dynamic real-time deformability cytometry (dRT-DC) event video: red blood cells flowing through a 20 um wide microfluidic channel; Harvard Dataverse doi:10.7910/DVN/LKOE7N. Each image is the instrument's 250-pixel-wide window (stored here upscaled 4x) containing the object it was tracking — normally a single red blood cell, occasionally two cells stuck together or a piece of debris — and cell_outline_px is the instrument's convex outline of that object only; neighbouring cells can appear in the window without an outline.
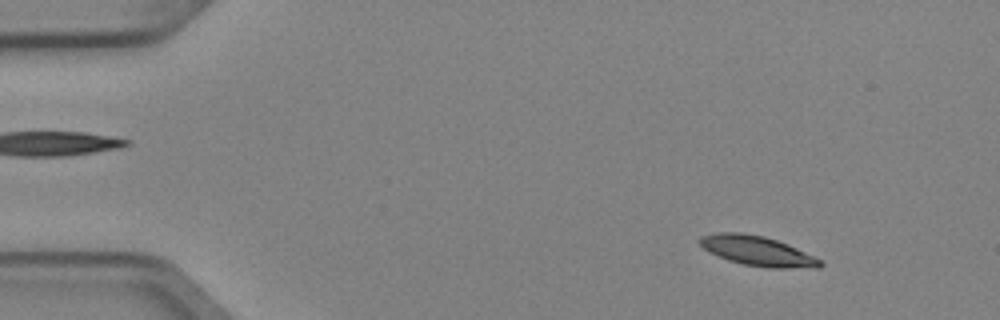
{"species": "Egyptian fruit bat (a non-hibernating species)", "species_latin": "Rousettus aegyptiacus", "temperature_condition": "cold", "stored_images_in_passage": 5, "camera_frame_rate_fps": 3000, "um_per_image_px": 0.085, "animal": {"sex": "female"}, "frame": {"image": 1, "passage_image": 1, "time_ms": 0.0, "image_size_px": [1000, 320], "cell_outline_px": [[824, 264], [820, 268], [768, 268], [744, 264], [728, 260], [704, 248], [700, 244], [700, 236], [720, 232], [740, 232], [764, 236], [788, 244], [820, 260]], "centroid_in_image_um": [64.41, 21.33], "position_along_channel_um": 20.6, "area_um2": 20.58}}
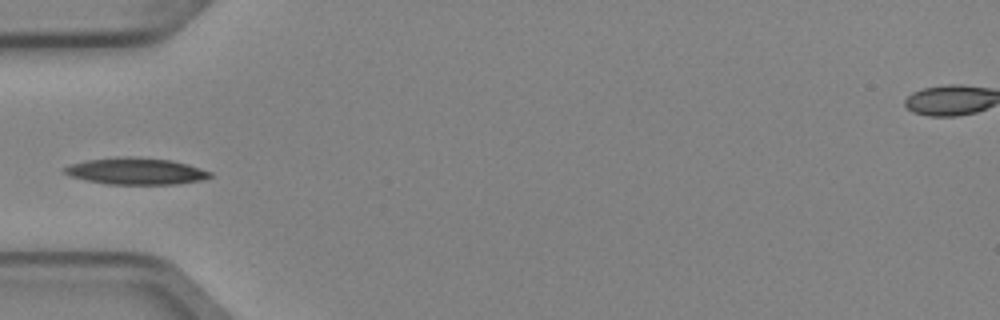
{"frame": {"image": 2, "passage_image": 4, "time_ms": 1.0, "image_size_px": [1000, 320], "cell_outline_px": [[212, 176], [200, 180], [176, 184], [104, 184], [84, 180], [68, 176], [60, 168], [72, 164], [88, 160], [124, 156], [132, 156], [168, 160], [188, 164], [212, 172]], "centroid_in_image_um": [11.5, 14.55], "position_along_channel_um": 73.5, "area_um2": 22.66}}
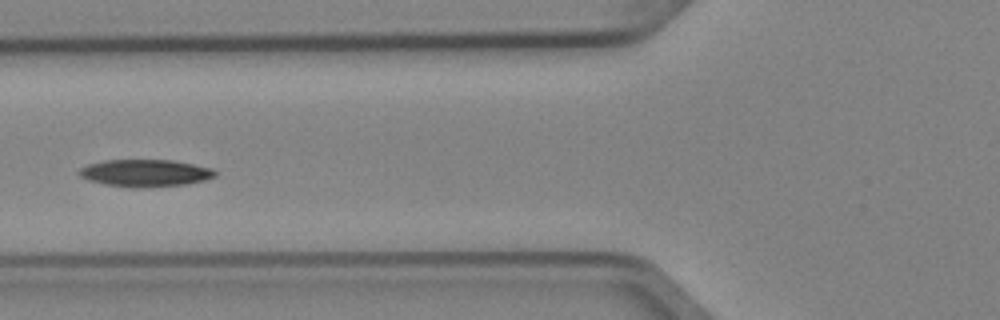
{"frame": {"image": 3, "passage_image": 5, "time_ms": 1.333, "image_size_px": [1000, 320], "cell_outline_px": [[216, 176], [204, 180], [188, 184], [144, 188], [132, 188], [104, 184], [88, 180], [80, 176], [76, 172], [80, 168], [88, 164], [104, 160], [172, 160], [212, 168], [216, 172]], "centroid_in_image_um": [12.32, 14.72], "position_along_channel_um": 113.5, "area_um2": 21.73}}